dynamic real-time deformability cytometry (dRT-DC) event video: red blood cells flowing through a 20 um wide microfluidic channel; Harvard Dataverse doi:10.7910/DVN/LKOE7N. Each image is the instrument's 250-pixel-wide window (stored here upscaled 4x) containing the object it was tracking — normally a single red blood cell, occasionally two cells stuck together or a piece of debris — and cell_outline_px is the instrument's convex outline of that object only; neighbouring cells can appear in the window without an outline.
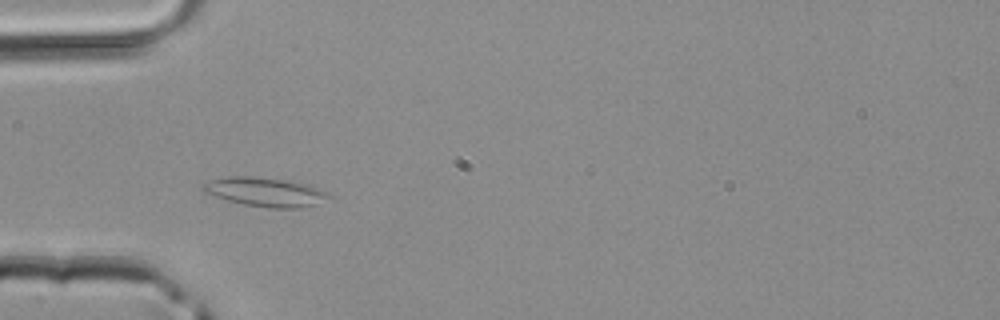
{"species": "common noctule bat (a hibernating species)", "species_latin": "Nyctalus noctula", "temperature_condition": "room temperature", "stored_images_in_passage": 3, "camera_frame_rate_fps": 3000, "um_per_image_px": 0.085, "animal": {"sex": "male", "body_mass_g": 20.4}, "frame": {"image": 1, "passage_image": 2, "time_ms": 0.333, "image_size_px": [1000, 320], "cell_outline_px": [[332, 196], [316, 204], [304, 208], [268, 208], [244, 204], [228, 200], [204, 192], [200, 188], [208, 180], [228, 176], [252, 176], [284, 180], [308, 184], [328, 192]], "centroid_in_image_um": [22.55, 16.32], "position_along_channel_um": 62.4, "area_um2": 21.27}}
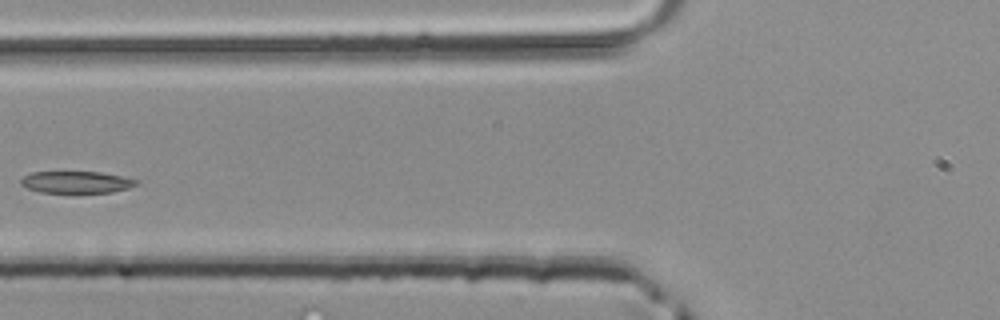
{"frame": {"image": 2, "passage_image": 3, "time_ms": 0.667, "image_size_px": [1000, 320], "cell_outline_px": [[136, 184], [128, 188], [112, 192], [40, 192], [28, 188], [20, 184], [20, 180], [24, 176], [32, 172], [100, 172], [120, 176], [136, 180]], "centroid_in_image_um": [6.44, 15.48], "position_along_channel_um": 119.4, "area_um2": 14.39}}